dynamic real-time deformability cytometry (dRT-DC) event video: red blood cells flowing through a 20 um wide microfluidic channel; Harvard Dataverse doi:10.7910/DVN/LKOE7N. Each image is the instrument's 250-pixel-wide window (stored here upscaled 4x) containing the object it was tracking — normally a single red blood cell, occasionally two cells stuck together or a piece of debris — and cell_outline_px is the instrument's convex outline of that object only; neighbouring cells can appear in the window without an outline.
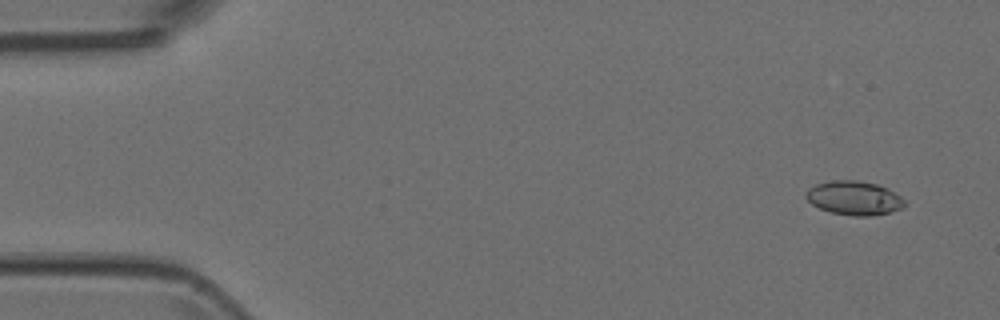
{"species": "Egyptian fruit bat (a non-hibernating species)", "species_latin": "Rousettus aegyptiacus", "temperature_condition": "room temperature", "stored_images_in_passage": 4, "camera_frame_rate_fps": 3000, "um_per_image_px": 0.085, "animal": {"sex": "female"}, "frame": {"image": 1, "passage_image": 1, "time_ms": 0.0, "image_size_px": [1000, 320], "cell_outline_px": [[908, 204], [904, 208], [872, 216], [852, 216], [832, 212], [820, 208], [812, 204], [804, 196], [808, 188], [816, 184], [832, 180], [856, 180], [876, 184], [900, 196]], "centroid_in_image_um": [72.59, 16.84], "position_along_channel_um": 12.4, "area_um2": 19.42}}
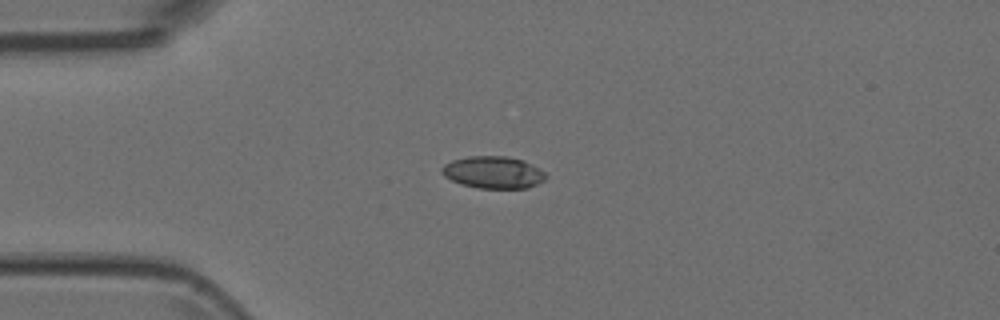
{"frame": {"image": 2, "passage_image": 4, "time_ms": 1.0, "image_size_px": [1000, 320], "cell_outline_px": [[548, 176], [544, 180], [528, 188], [476, 188], [460, 184], [444, 176], [440, 172], [440, 168], [444, 164], [452, 160], [468, 156], [508, 156], [524, 160], [540, 168]], "centroid_in_image_um": [41.92, 14.64], "position_along_channel_um": 43.1, "area_um2": 19.71}}